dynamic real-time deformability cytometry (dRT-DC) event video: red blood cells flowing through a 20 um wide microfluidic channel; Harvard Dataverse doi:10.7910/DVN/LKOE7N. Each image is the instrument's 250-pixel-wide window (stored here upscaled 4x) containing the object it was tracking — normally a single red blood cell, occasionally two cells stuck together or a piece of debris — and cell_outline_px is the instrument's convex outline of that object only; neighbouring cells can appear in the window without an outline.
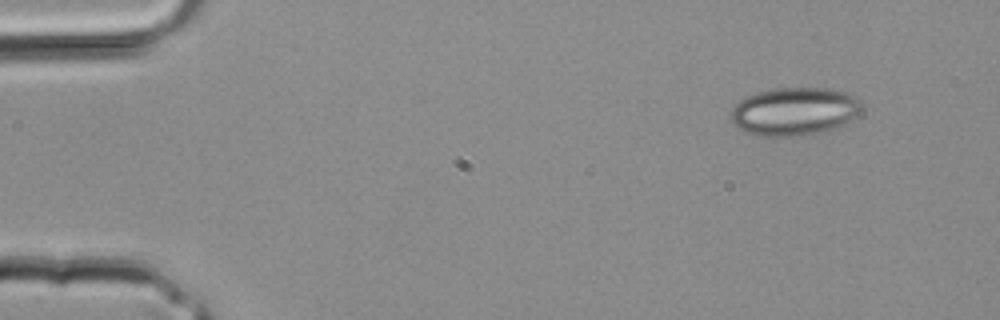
{"species": "common noctule bat (a hibernating species)", "species_latin": "Nyctalus noctula", "temperature_condition": "room temperature", "stored_images_in_passage": 2, "camera_frame_rate_fps": 3000, "um_per_image_px": 0.085, "animal": {"sex": "male", "body_mass_g": 20.4}, "frame": {"image": 1, "passage_image": 1, "time_ms": 0.0, "image_size_px": [1000, 320], "cell_outline_px": [[860, 108], [848, 120], [832, 128], [816, 132], [792, 136], [760, 136], [744, 132], [736, 128], [732, 124], [732, 108], [740, 100], [756, 92], [776, 88], [832, 88], [848, 92], [856, 96], [860, 100]], "centroid_in_image_um": [67.46, 9.45], "position_along_channel_um": 17.5, "area_um2": 36.18}}